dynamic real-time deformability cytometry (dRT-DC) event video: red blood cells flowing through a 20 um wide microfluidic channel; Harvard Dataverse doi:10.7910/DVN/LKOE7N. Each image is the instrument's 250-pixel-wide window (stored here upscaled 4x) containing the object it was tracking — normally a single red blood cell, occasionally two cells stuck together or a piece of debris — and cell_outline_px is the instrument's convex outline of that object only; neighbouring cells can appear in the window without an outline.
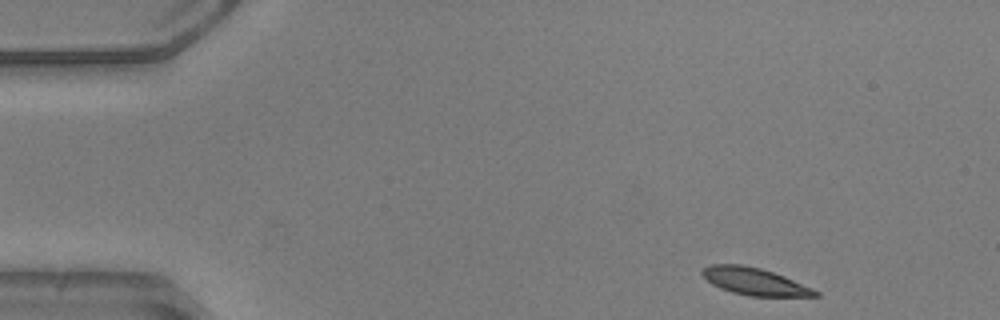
{"species": "common noctule bat (a hibernating species)", "species_latin": "Nyctalus noctula", "temperature_condition": "warm", "stored_images_in_passage": 7, "camera_frame_rate_fps": 3000, "um_per_image_px": 0.085, "animal": {"sex": "male", "body_mass_g": 20.5, "forearm_length_mm": 52.5}, "frame": {"image": 1, "passage_image": 1, "time_ms": 0.0, "image_size_px": [1000, 320], "cell_outline_px": [[820, 296], [748, 296], [732, 292], [720, 288], [712, 284], [700, 272], [704, 268], [712, 264], [740, 264], [760, 268], [784, 276], [812, 288], [820, 292]], "centroid_in_image_um": [64.14, 23.93], "position_along_channel_um": 20.9, "area_um2": 17.74}}